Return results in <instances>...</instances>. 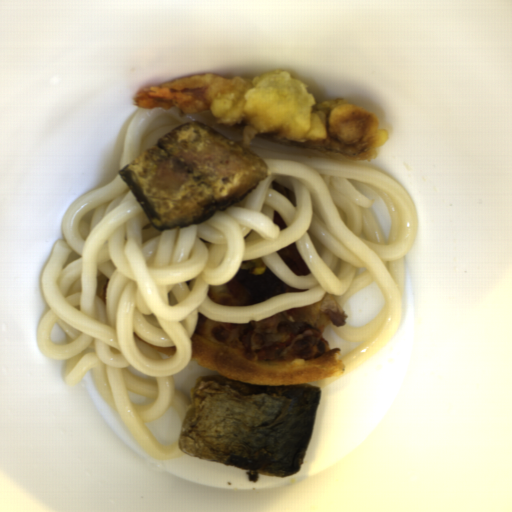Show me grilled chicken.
Segmentation results:
<instances>
[{
	"label": "grilled chicken",
	"mask_w": 512,
	"mask_h": 512,
	"mask_svg": "<svg viewBox=\"0 0 512 512\" xmlns=\"http://www.w3.org/2000/svg\"><path fill=\"white\" fill-rule=\"evenodd\" d=\"M339 352V348L331 349L320 331L311 326L297 331L286 342L255 351V355L258 361L264 363H280L303 358L305 362L317 364Z\"/></svg>",
	"instance_id": "obj_2"
},
{
	"label": "grilled chicken",
	"mask_w": 512,
	"mask_h": 512,
	"mask_svg": "<svg viewBox=\"0 0 512 512\" xmlns=\"http://www.w3.org/2000/svg\"><path fill=\"white\" fill-rule=\"evenodd\" d=\"M307 289L288 286L274 274L262 259L241 261L235 275L221 285H208L207 297L215 305L240 307L259 305L283 293H298Z\"/></svg>",
	"instance_id": "obj_1"
}]
</instances>
